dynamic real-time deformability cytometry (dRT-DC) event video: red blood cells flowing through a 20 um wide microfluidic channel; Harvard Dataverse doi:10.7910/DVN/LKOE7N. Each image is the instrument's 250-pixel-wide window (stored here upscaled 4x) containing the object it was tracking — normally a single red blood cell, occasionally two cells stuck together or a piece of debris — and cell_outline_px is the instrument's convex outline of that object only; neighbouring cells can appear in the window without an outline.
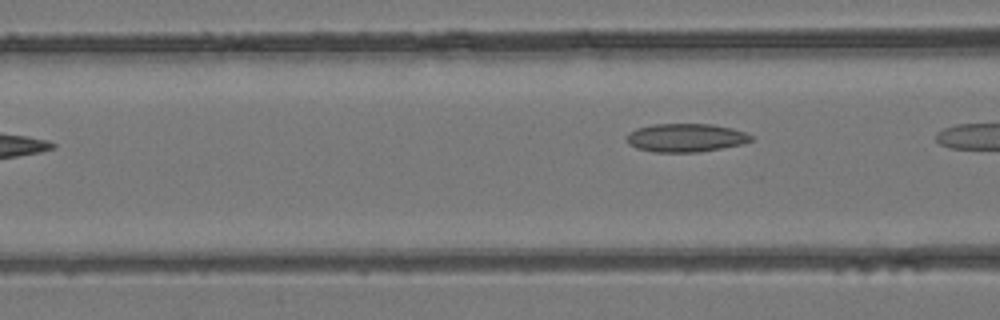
{"species": "common noctule bat (a hibernating species)", "species_latin": "Nyctalus noctula", "temperature_condition": "room temperature", "stored_images_in_passage": 4, "camera_frame_rate_fps": 3000, "um_per_image_px": 0.085, "animal": {"sex": "female", "body_mass_g": 24.6, "forearm_length_mm": 56.2}, "frame": {"image": 1, "passage_image": 3, "time_ms": 0.667, "image_size_px": [1000, 320], "cell_outline_px": [[752, 140], [744, 144], [700, 152], [652, 152], [636, 148], [628, 144], [624, 136], [628, 132], [636, 128], [652, 124], [712, 124], [732, 128], [744, 132], [752, 136]], "centroid_in_image_um": [58.24, 11.71], "position_along_channel_um": 108.4, "area_um2": 20.87}}